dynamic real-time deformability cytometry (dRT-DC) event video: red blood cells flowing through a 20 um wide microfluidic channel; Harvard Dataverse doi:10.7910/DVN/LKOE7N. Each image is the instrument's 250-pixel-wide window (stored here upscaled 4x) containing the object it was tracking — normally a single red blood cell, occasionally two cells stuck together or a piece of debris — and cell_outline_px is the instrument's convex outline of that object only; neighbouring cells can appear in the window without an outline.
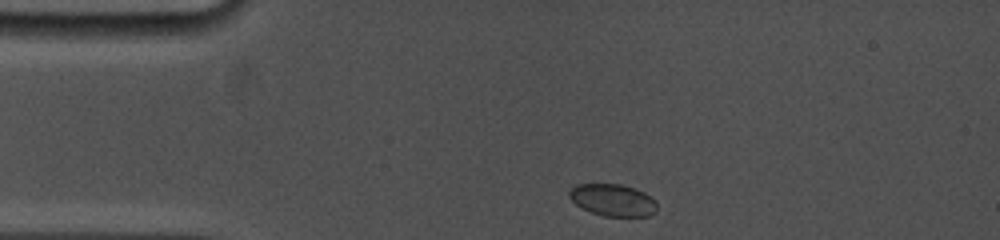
{"species": "common noctule bat (a hibernating species)", "species_latin": "Nyctalus noctula", "temperature_condition": "cold", "stored_images_in_passage": 57, "camera_frame_rate_fps": 5000, "um_per_image_px": 0.085, "animal": {"sex": "female", "body_mass_g": 19.0, "forearm_length_mm": 53.3}, "frame": {"image": 1, "passage_image": 1, "time_ms": 0.0, "image_size_px": [1000, 240], "cell_outline_px": [[656, 212], [648, 216], [604, 216], [592, 212], [576, 204], [568, 196], [568, 192], [576, 184], [620, 184], [636, 188], [644, 192], [656, 204]], "centroid_in_image_um": [52.08, 17.0], "position_along_channel_um": 32.9, "area_um2": 16.18}}
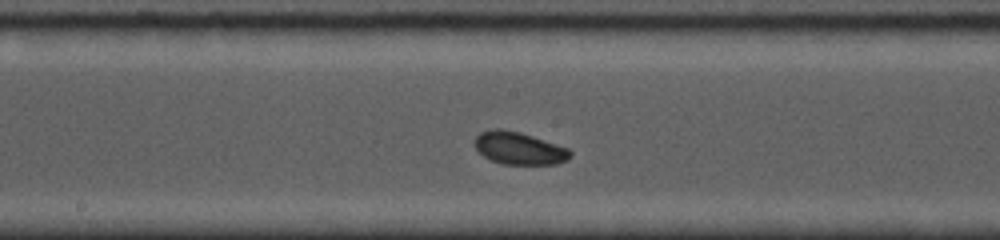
{"frame": {"image": 2, "passage_image": 29, "time_ms": 5.6, "image_size_px": [1000, 240], "cell_outline_px": [[572, 156], [568, 160], [556, 164], [504, 164], [492, 160], [484, 156], [472, 144], [472, 140], [480, 132], [492, 128], [500, 128], [520, 132], [568, 148], [572, 152]], "centroid_in_image_um": [44.1, 12.59], "position_along_channel_um": 204.1, "area_um2": 18.21}}
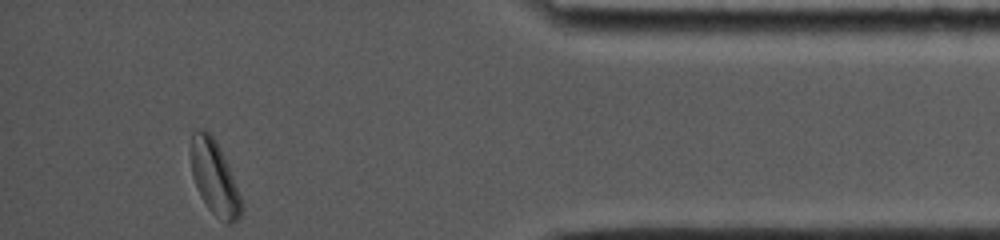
{"frame": {"image": 3, "passage_image": 57, "time_ms": 12.0, "image_size_px": [1000, 240], "cell_outline_px": [[244, 204], [240, 216], [232, 224], [228, 224], [216, 216], [208, 208], [200, 196], [192, 176], [192, 132], [200, 128], [204, 128], [216, 140], [228, 164]], "centroid_in_image_um": [18.25, 15.12], "position_along_channel_um": 416.9, "area_um2": 21.73}, "authors_computed_cell_mechanics": {"area_um2": 17.7446, "velocity_mm_per_s": 3.7429, "shape_relaxation_time_tau1_ms": 2.674, "shape_relaxation_time_tau2_ms": null, "deformation_change_tau1": 0.0801, "deformation_change_tau2": null}}